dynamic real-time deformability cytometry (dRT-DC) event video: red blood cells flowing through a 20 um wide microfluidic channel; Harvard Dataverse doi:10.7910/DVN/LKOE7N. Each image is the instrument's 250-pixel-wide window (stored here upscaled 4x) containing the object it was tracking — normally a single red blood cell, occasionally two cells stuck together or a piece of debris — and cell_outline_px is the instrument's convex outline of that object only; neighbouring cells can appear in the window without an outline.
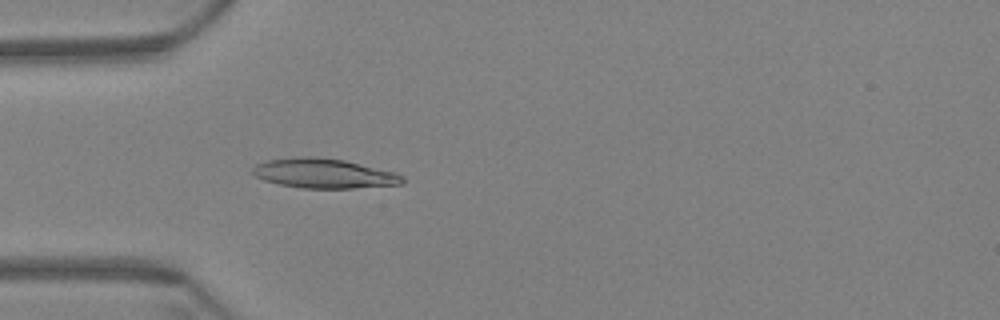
{"species": "Egyptian fruit bat (a non-hibernating species)", "species_latin": "Rousettus aegyptiacus", "temperature_condition": "warm", "stored_images_in_passage": 59, "camera_frame_rate_fps": 3000, "um_per_image_px": 0.085, "animal": {"sex": "female"}, "frame": {"image": 1, "passage_image": 18, "time_ms": 5.667, "image_size_px": [1000, 320], "cell_outline_px": [[404, 184], [352, 188], [300, 188], [280, 184], [264, 180], [256, 176], [252, 172], [252, 168], [256, 164], [268, 160], [300, 156], [312, 156], [344, 160], [392, 172], [404, 176]], "centroid_in_image_um": [27.51, 14.74], "position_along_channel_um": 57.5, "area_um2": 25.66}}
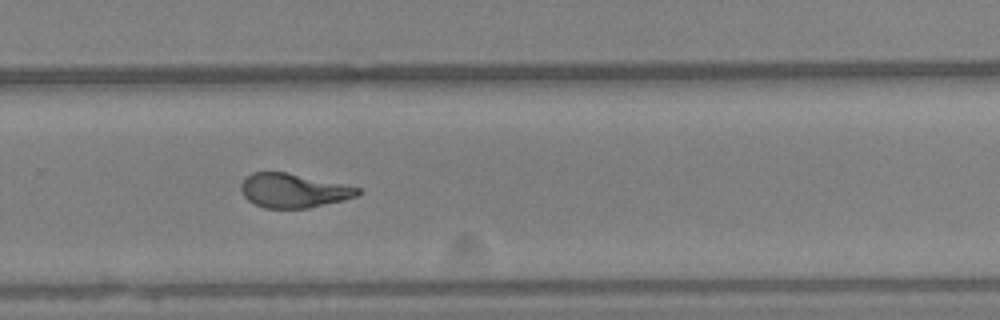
{"frame": {"image": 2, "passage_image": 40, "time_ms": 13.0, "image_size_px": [1000, 320], "cell_outline_px": [[360, 192], [356, 196], [344, 200], [308, 208], [264, 208], [248, 200], [244, 196], [240, 188], [240, 184], [252, 172], [288, 172], [360, 188]], "centroid_in_image_um": [24.92, 16.2], "position_along_channel_um": 304.9, "area_um2": 23.0}}
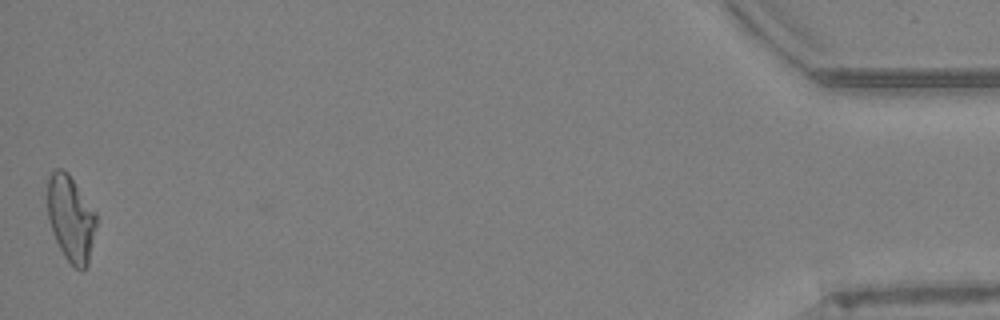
{"frame": {"image": 3, "passage_image": 59, "time_ms": 19.333, "image_size_px": [1000, 320], "cell_outline_px": [[96, 224], [88, 264], [84, 272], [80, 272], [64, 256], [56, 240], [48, 216], [48, 180], [52, 172], [56, 168], [60, 168], [68, 172], [96, 212]], "centroid_in_image_um": [6.03, 18.57], "position_along_channel_um": 429.2, "area_um2": 24.22}, "authors_computed_cell_mechanics": {"area_um2": 24.2182, "velocity_mm_per_s": 3.4515, "shape_relaxation_time_tau1_ms": 9.3332, "shape_relaxation_time_tau2_ms": 1.3103, "deformation_change_tau1": 0.2574, "deformation_change_tau2": 0.0747}}